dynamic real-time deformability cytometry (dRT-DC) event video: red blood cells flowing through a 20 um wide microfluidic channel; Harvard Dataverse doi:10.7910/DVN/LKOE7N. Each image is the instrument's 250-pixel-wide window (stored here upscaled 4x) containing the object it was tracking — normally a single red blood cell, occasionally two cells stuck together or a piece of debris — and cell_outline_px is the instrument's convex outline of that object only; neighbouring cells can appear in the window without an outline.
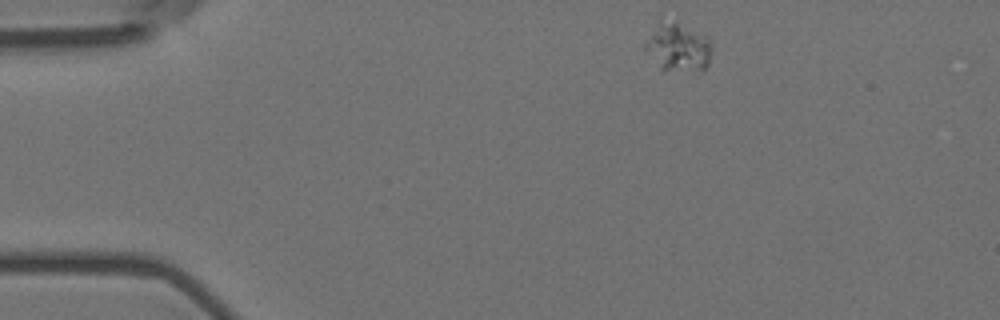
{"species": "Egyptian fruit bat (a non-hibernating species)", "species_latin": "Rousettus aegyptiacus", "temperature_condition": "room temperature", "stored_images_in_passage": 49, "camera_frame_rate_fps": 3000, "um_per_image_px": 0.085, "animal": {"sex": "female"}, "frame": {"image": 1, "passage_image": 1, "time_ms": 0.0, "image_size_px": [1000, 320], "cell_outline_px": [[712, 52], [708, 64], [700, 72], [664, 72], [660, 68], [644, 48], [644, 40], [660, 12], [708, 36], [712, 44]], "centroid_in_image_um": [57.58, 3.92], "position_along_channel_um": 27.4, "area_um2": 20.58}}
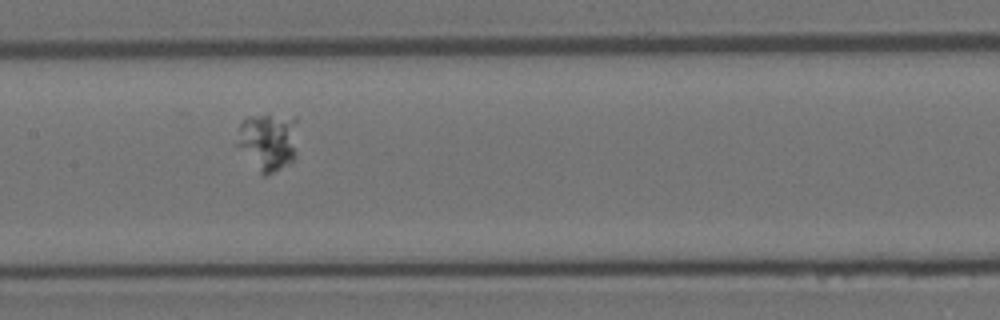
{"frame": {"image": 2, "passage_image": 20, "time_ms": 6.333, "image_size_px": [1000, 320], "cell_outline_px": [[300, 116], [296, 156], [288, 164], [264, 176], [260, 172], [236, 144], [240, 124], [248, 116]], "centroid_in_image_um": [22.88, 11.99], "position_along_channel_um": 184.5, "area_um2": 20.69}}
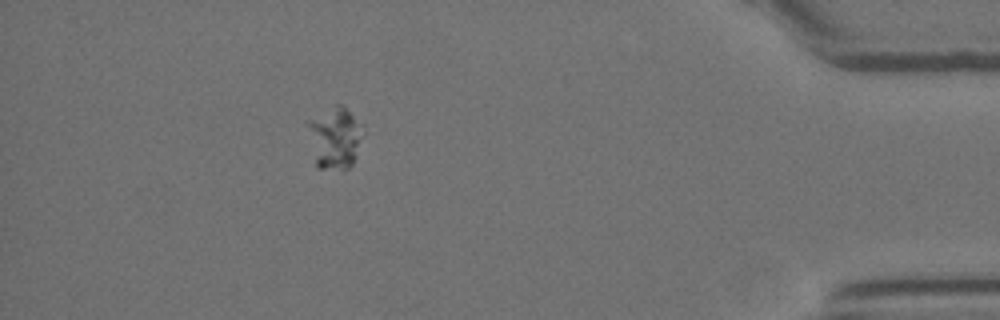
{"frame": {"image": 3, "passage_image": 43, "time_ms": 14.0, "image_size_px": [1000, 320], "cell_outline_px": [[364, 132], [352, 164], [348, 168], [316, 168], [304, 120], [336, 104], [344, 104], [364, 124]], "centroid_in_image_um": [28.43, 11.63], "position_along_channel_um": 406.8, "area_um2": 20.58}}